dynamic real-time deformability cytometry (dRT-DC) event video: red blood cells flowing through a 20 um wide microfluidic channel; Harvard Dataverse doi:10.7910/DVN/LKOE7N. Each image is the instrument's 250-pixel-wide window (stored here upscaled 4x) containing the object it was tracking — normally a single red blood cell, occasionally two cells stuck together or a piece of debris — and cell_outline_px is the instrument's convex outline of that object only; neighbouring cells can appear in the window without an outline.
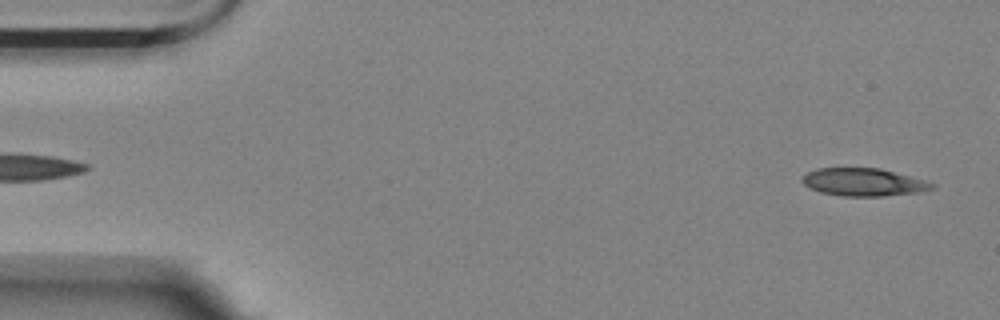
{"species": "Egyptian fruit bat (a non-hibernating species)", "species_latin": "Rousettus aegyptiacus", "temperature_condition": "room temperature", "stored_images_in_passage": 32, "camera_frame_rate_fps": 3000, "um_per_image_px": 0.085, "animal": {"sex": "female"}, "frame": {"image": 1, "passage_image": 2, "time_ms": 0.333, "image_size_px": [1000, 320], "cell_outline_px": [[936, 188], [920, 192], [884, 196], [844, 196], [820, 192], [804, 184], [800, 180], [808, 172], [816, 168], [880, 168], [924, 180], [936, 184]], "centroid_in_image_um": [73.43, 15.48], "position_along_channel_um": 11.6, "area_um2": 20.92}}
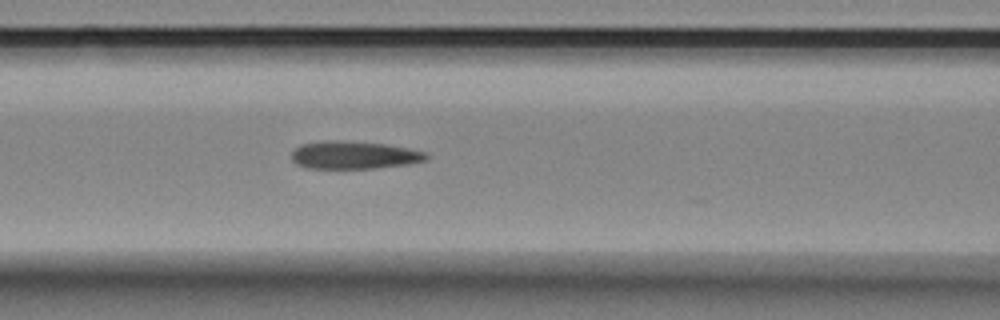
{"frame": {"image": 2, "passage_image": 22, "time_ms": 7.0, "image_size_px": [1000, 320], "cell_outline_px": [[428, 160], [408, 164], [376, 168], [304, 168], [296, 164], [292, 160], [292, 152], [300, 144], [328, 140], [336, 140], [384, 144], [408, 148], [424, 152], [428, 156]], "centroid_in_image_um": [30.07, 13.18], "position_along_channel_um": 136.5, "area_um2": 21.73}}
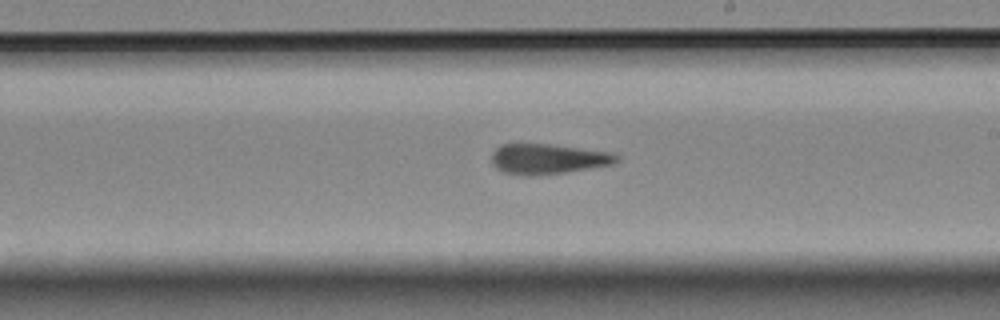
{"frame": {"image": 3, "passage_image": 31, "time_ms": 10.0, "image_size_px": [1000, 320], "cell_outline_px": [[620, 160], [612, 164], [564, 172], [532, 176], [524, 176], [504, 172], [496, 168], [492, 164], [492, 152], [496, 148], [504, 144], [548, 144], [604, 152], [620, 156]], "centroid_in_image_um": [46.5, 13.52], "position_along_channel_um": 242.5, "area_um2": 21.56}}